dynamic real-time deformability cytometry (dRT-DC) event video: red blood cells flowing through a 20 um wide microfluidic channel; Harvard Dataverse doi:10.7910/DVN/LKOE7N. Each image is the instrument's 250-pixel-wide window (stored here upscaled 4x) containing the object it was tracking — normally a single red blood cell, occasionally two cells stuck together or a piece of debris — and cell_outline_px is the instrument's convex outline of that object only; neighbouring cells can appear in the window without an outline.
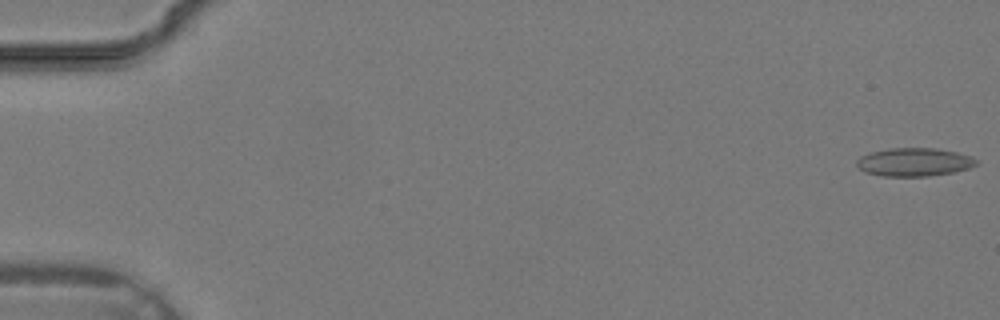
{"species": "common noctule bat (a hibernating species)", "species_latin": "Nyctalus noctula", "temperature_condition": "warm", "stored_images_in_passage": 35, "camera_frame_rate_fps": 3000, "um_per_image_px": 0.085, "animal": {"sex": "male", "body_mass_g": 19.2, "forearm_length_mm": 51.8}, "frame": {"image": 1, "passage_image": 1, "time_ms": 0.0, "image_size_px": [1000, 320], "cell_outline_px": [[976, 164], [968, 168], [952, 172], [928, 176], [880, 176], [864, 172], [856, 164], [856, 160], [860, 156], [872, 152], [888, 148], [936, 148], [956, 152], [972, 156], [976, 160]], "centroid_in_image_um": [77.67, 13.77], "position_along_channel_um": 7.3, "area_um2": 19.65}}